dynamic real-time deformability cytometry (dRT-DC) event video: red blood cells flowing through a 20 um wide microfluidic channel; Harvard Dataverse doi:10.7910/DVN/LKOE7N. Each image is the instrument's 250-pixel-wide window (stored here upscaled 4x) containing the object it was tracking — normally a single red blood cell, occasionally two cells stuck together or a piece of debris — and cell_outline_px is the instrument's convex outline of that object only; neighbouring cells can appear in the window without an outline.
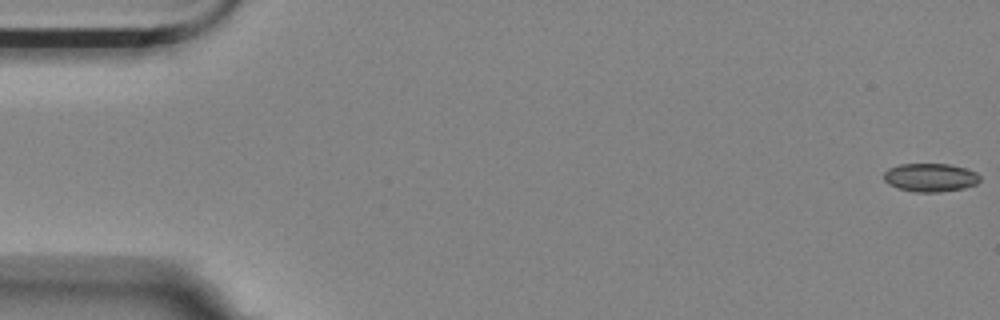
{"species": "Egyptian fruit bat (a non-hibernating species)", "species_latin": "Rousettus aegyptiacus", "temperature_condition": "room temperature", "stored_images_in_passage": 57, "camera_frame_rate_fps": 3000, "um_per_image_px": 0.085, "animal": {"sex": "female"}, "frame": {"image": 1, "passage_image": 1, "time_ms": 0.0, "image_size_px": [1000, 320], "cell_outline_px": [[980, 180], [976, 184], [964, 188], [936, 192], [916, 192], [896, 188], [888, 184], [884, 180], [884, 172], [888, 168], [900, 164], [948, 164], [964, 168], [976, 172], [980, 176]], "centroid_in_image_um": [79.05, 15.09], "position_along_channel_um": 5.9, "area_um2": 15.9}}
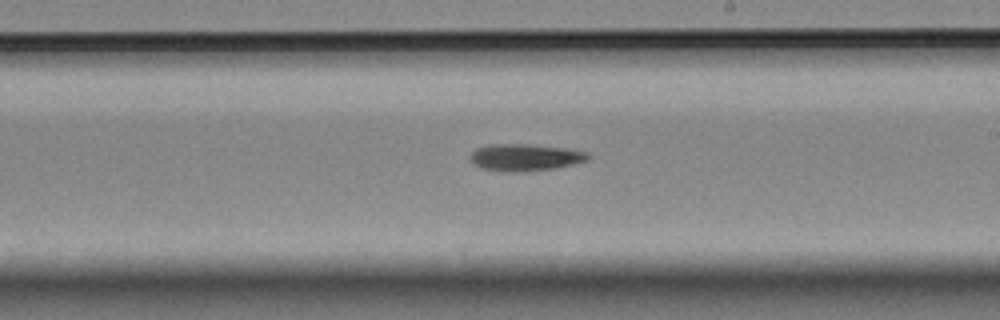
{"frame": {"image": 2, "passage_image": 33, "time_ms": 10.667, "image_size_px": [1000, 320], "cell_outline_px": [[592, 156], [588, 160], [572, 164], [552, 168], [484, 168], [476, 164], [472, 160], [472, 152], [476, 148], [496, 144], [524, 144], [564, 148], [588, 152]], "centroid_in_image_um": [44.74, 13.3], "position_along_channel_um": 244.3, "area_um2": 16.88}}
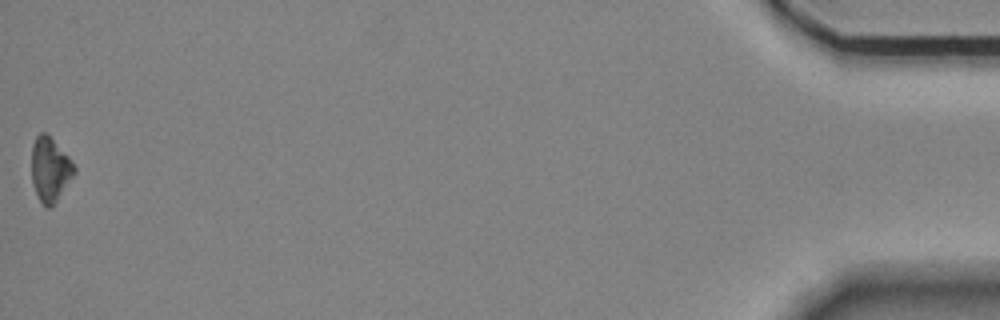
{"frame": {"image": 3, "passage_image": 57, "time_ms": 18.667, "image_size_px": [1000, 320], "cell_outline_px": [[76, 172], [52, 208], [44, 208], [32, 184], [32, 144], [36, 136], [40, 132], [44, 132], [68, 156], [76, 168]], "centroid_in_image_um": [4.25, 14.45], "position_along_channel_um": 430.9, "area_um2": 15.9}}